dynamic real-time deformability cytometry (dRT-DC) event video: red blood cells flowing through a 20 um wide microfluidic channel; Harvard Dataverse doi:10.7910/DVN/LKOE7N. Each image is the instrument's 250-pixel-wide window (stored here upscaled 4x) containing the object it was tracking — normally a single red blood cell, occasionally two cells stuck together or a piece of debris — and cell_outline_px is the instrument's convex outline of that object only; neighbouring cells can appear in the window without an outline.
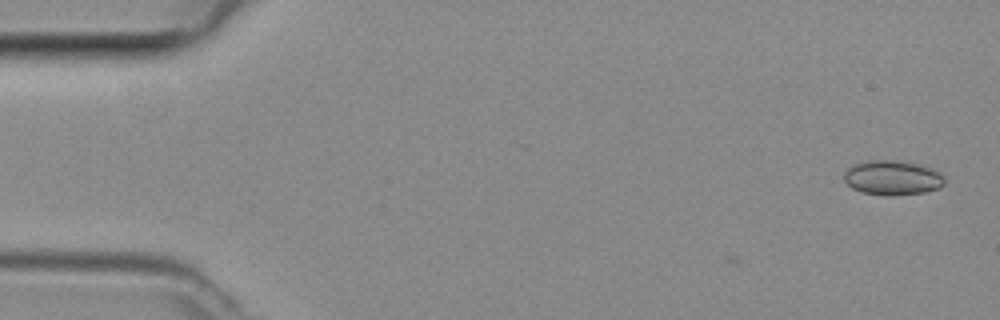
{"species": "common noctule bat (a hibernating species)", "species_latin": "Nyctalus noctula", "temperature_condition": "room temperature", "stored_images_in_passage": 4, "camera_frame_rate_fps": 3000, "um_per_image_px": 0.085, "animal": {"sex": "female", "body_mass_g": 29.2, "forearm_length_mm": 56.3}, "frame": {"image": 1, "passage_image": 4, "time_ms": 1.0, "image_size_px": [1000, 320], "cell_outline_px": [[944, 184], [940, 188], [924, 192], [892, 196], [860, 192], [852, 188], [844, 180], [844, 172], [852, 164], [868, 160], [900, 160], [932, 168], [940, 172], [944, 176]], "centroid_in_image_um": [75.85, 15.1], "position_along_channel_um": 9.1, "area_um2": 20.46}}